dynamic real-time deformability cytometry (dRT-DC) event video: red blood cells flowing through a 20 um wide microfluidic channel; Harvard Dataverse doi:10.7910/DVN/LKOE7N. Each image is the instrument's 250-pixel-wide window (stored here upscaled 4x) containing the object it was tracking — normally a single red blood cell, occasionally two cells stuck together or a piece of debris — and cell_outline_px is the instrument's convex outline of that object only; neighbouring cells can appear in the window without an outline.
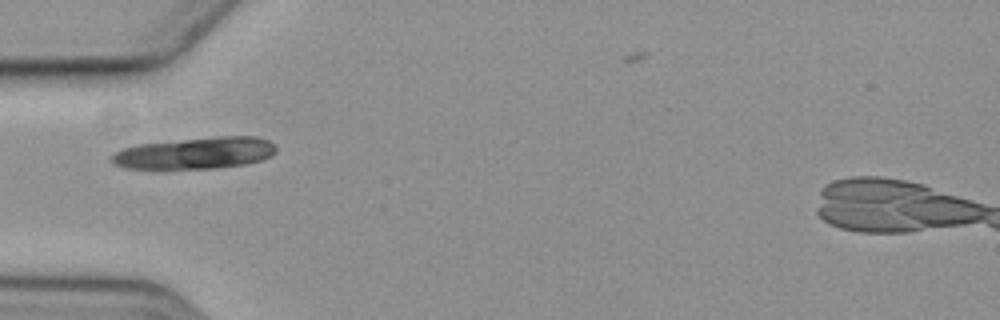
{"species": "common noctule bat (a hibernating species)", "species_latin": "Nyctalus noctula", "temperature_condition": "cold", "stored_images_in_passage": 8, "camera_frame_rate_fps": 3000, "um_per_image_px": 0.085, "animal": {"sex": "female", "body_mass_g": 19.3, "forearm_length_mm": 54.1}, "frame": {"image": 1, "passage_image": 7, "time_ms": 7.333, "image_size_px": [1000, 320], "cell_outline_px": [[276, 152], [272, 156], [248, 164], [216, 168], [164, 172], [156, 172], [124, 168], [112, 164], [108, 160], [108, 156], [112, 152], [120, 148], [140, 144], [220, 136], [256, 136], [268, 140], [276, 144]], "centroid_in_image_um": [16.46, 13.07], "position_along_channel_um": 68.5, "area_um2": 32.08}}
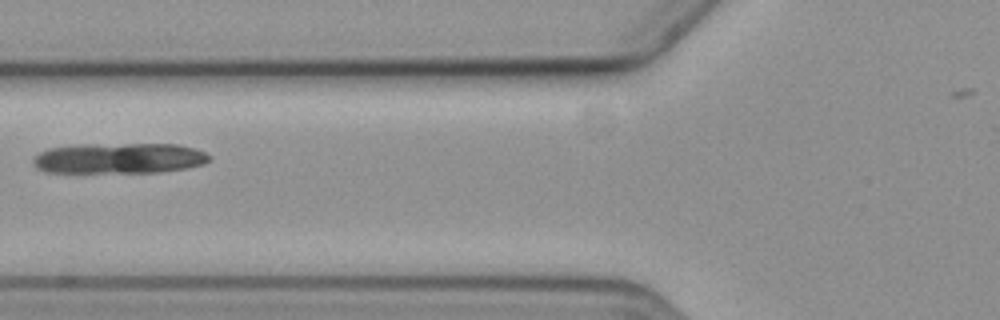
{"frame": {"image": 2, "passage_image": 8, "time_ms": 8.667, "image_size_px": [1000, 320], "cell_outline_px": [[212, 160], [204, 164], [188, 168], [160, 172], [44, 172], [36, 168], [32, 164], [32, 160], [40, 152], [48, 148], [84, 144], [176, 144], [196, 148], [212, 156]], "centroid_in_image_um": [10.16, 13.45], "position_along_channel_um": 115.6, "area_um2": 31.67}}